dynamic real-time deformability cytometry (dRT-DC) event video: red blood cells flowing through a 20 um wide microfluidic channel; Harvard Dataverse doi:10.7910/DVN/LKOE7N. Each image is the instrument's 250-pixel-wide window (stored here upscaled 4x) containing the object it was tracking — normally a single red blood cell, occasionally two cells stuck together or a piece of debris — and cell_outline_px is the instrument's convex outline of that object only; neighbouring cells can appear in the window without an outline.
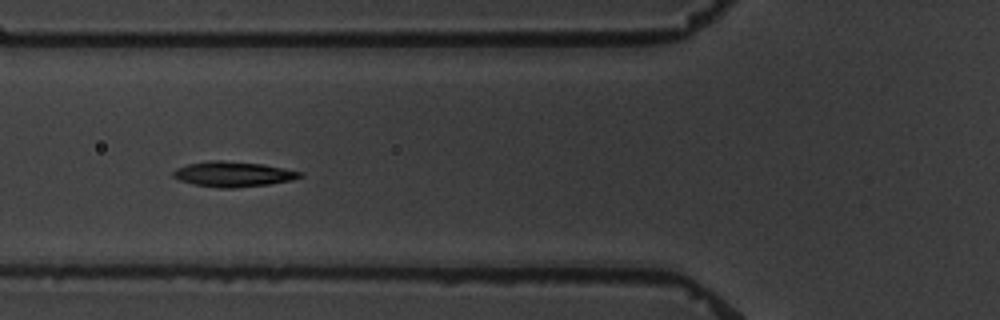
{"species": "common noctule bat (a hibernating species)", "species_latin": "Nyctalus noctula", "temperature_condition": "warm", "stored_images_in_passage": 8, "camera_frame_rate_fps": 3000, "um_per_image_px": 0.085, "animal": {"sex": "male", "body_mass_g": 19.5, "forearm_length_mm": 54.6}, "frame": {"image": 1, "passage_image": 4, "time_ms": 3.667, "image_size_px": [1000, 320], "cell_outline_px": [[304, 176], [292, 180], [268, 184], [232, 188], [220, 188], [192, 184], [180, 180], [172, 176], [172, 172], [176, 168], [188, 164], [212, 160], [220, 160], [264, 164], [304, 172]], "centroid_in_image_um": [19.83, 14.8], "position_along_channel_um": 106.0, "area_um2": 18.67}}
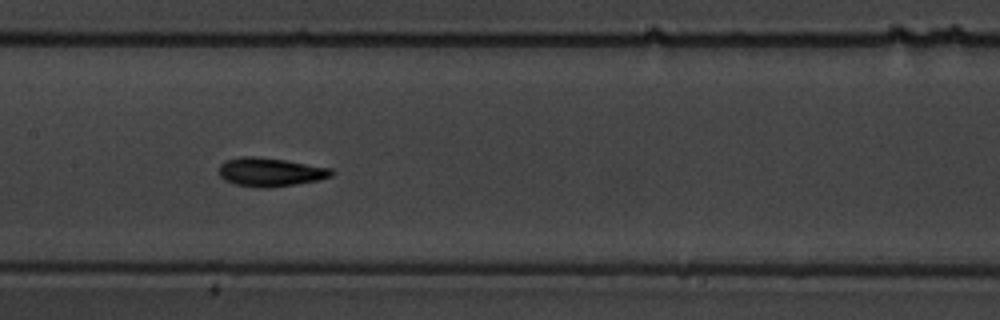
{"frame": {"image": 2, "passage_image": 6, "time_ms": 6.0, "image_size_px": [1000, 320], "cell_outline_px": [[332, 176], [320, 180], [268, 188], [256, 188], [236, 184], [224, 180], [220, 176], [220, 164], [224, 160], [244, 156], [252, 156], [284, 160], [332, 168]], "centroid_in_image_um": [22.96, 14.63], "position_along_channel_um": 184.4, "area_um2": 18.73}}
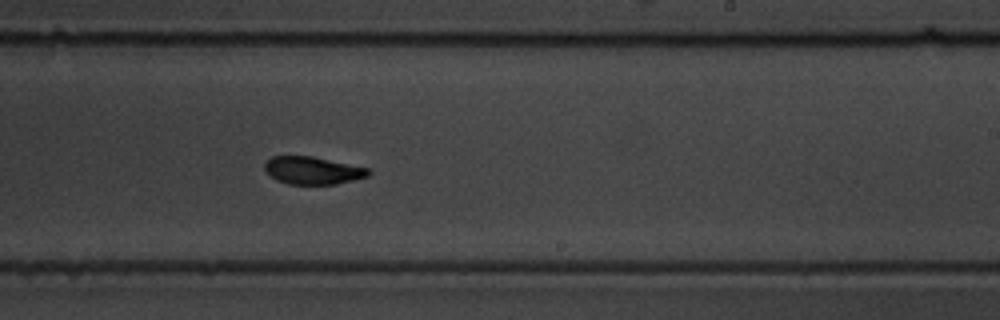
{"frame": {"image": 3, "passage_image": 8, "time_ms": 8.333, "image_size_px": [1000, 320], "cell_outline_px": [[372, 172], [368, 176], [336, 184], [288, 184], [276, 180], [264, 168], [264, 164], [272, 156], [312, 156], [368, 168]], "centroid_in_image_um": [26.58, 14.49], "position_along_channel_um": 262.4, "area_um2": 16.53}}